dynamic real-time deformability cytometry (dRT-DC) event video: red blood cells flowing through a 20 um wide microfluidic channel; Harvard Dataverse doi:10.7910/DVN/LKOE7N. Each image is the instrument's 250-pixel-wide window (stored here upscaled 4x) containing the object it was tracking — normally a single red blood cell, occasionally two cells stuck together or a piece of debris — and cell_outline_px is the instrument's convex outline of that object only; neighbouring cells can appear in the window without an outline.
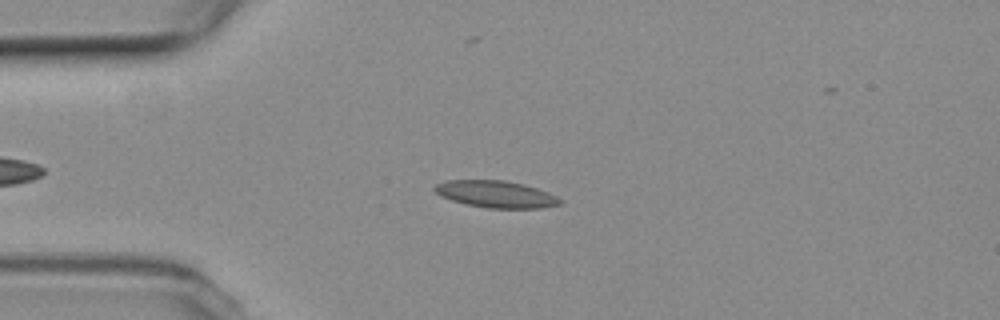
{"species": "common noctule bat (a hibernating species)", "species_latin": "Nyctalus noctula", "temperature_condition": "room temperature", "stored_images_in_passage": 48, "camera_frame_rate_fps": 3000, "um_per_image_px": 0.085, "animal": {"sex": "female", "body_mass_g": 19.3, "forearm_length_mm": 54.1}, "frame": {"image": 1, "passage_image": 11, "time_ms": 3.333, "image_size_px": [1000, 320], "cell_outline_px": [[564, 200], [560, 204], [544, 208], [488, 208], [464, 204], [440, 196], [432, 188], [436, 184], [448, 180], [504, 180], [524, 184], [548, 192]], "centroid_in_image_um": [42.16, 16.51], "position_along_channel_um": 42.8, "area_um2": 19.77}}
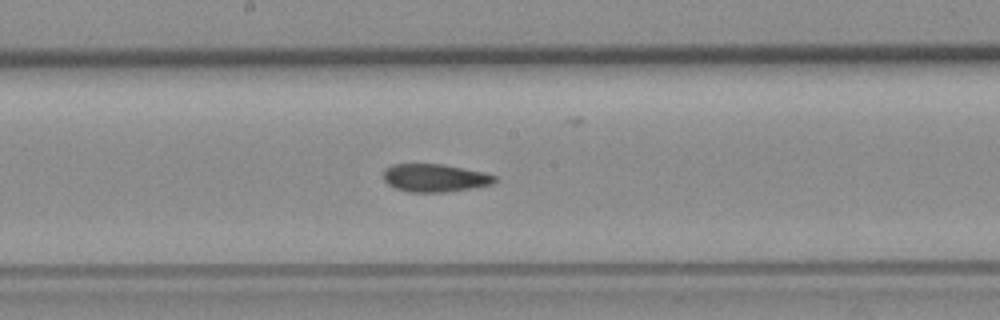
{"frame": {"image": 2, "passage_image": 26, "time_ms": 8.333, "image_size_px": [1000, 320], "cell_outline_px": [[496, 180], [492, 184], [472, 188], [444, 192], [408, 192], [396, 188], [388, 184], [384, 180], [384, 168], [392, 164], [440, 164], [484, 172], [496, 176]], "centroid_in_image_um": [36.94, 15.12], "position_along_channel_um": 211.3, "area_um2": 18.03}}
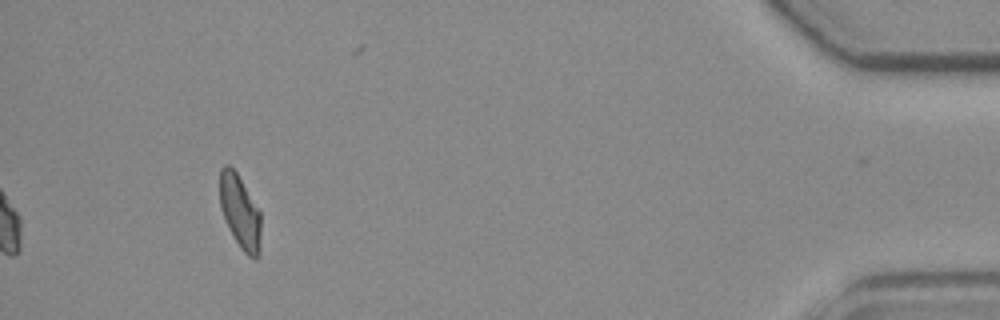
{"frame": {"image": 3, "passage_image": 48, "time_ms": 15.667, "image_size_px": [1000, 320], "cell_outline_px": [[260, 256], [256, 260], [248, 256], [240, 248], [228, 228], [220, 208], [220, 168], [224, 164], [228, 164], [236, 172], [260, 212]], "centroid_in_image_um": [20.39, 18.04], "position_along_channel_um": 414.8, "area_um2": 17.63}, "authors_computed_cell_mechanics": {"area_um2": 19.0451, "velocity_mm_per_s": 3.7673, "shape_relaxation_time_tau1_ms": null, "shape_relaxation_time_tau2_ms": 3.9003, "deformation_change_tau1": null, "deformation_change_tau2": 0.1027}}